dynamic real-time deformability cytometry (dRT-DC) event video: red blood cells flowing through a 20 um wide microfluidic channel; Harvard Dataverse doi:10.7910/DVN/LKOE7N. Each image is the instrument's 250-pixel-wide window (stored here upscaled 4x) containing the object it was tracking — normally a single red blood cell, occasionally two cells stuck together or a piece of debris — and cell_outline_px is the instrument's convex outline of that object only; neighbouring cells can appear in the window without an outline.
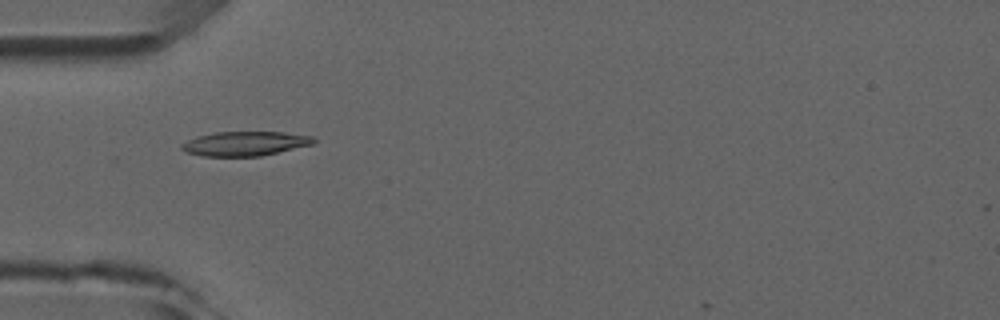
{"species": "common noctule bat (a hibernating species)", "species_latin": "Nyctalus noctula", "temperature_condition": "room temperature", "stored_images_in_passage": 7, "camera_frame_rate_fps": 3000, "um_per_image_px": 0.085, "animal": {"sex": "male", "forearm_length_mm": 52.5}, "frame": {"image": 1, "passage_image": 5, "time_ms": 4.667, "image_size_px": [1000, 320], "cell_outline_px": [[316, 140], [312, 144], [260, 156], [204, 156], [188, 152], [180, 148], [180, 144], [196, 136], [216, 132], [284, 132], [316, 136]], "centroid_in_image_um": [20.84, 12.19], "position_along_channel_um": 64.2, "area_um2": 18.67}}
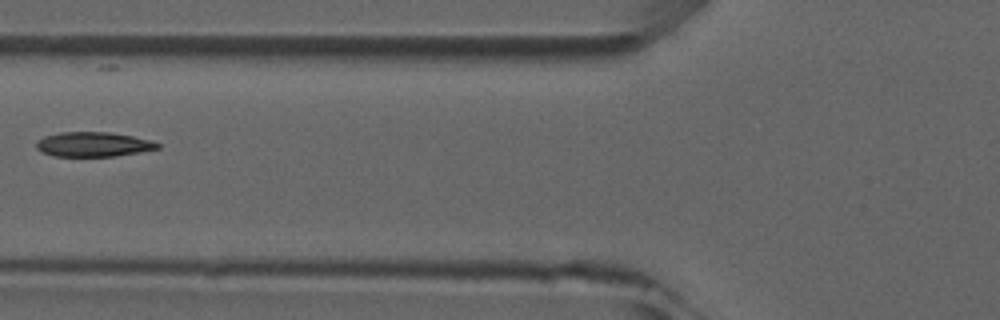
{"frame": {"image": 2, "passage_image": 6, "time_ms": 6.0, "image_size_px": [1000, 320], "cell_outline_px": [[160, 148], [140, 152], [116, 156], [56, 156], [40, 152], [36, 148], [36, 144], [44, 136], [60, 132], [108, 132], [132, 136], [152, 140], [160, 144]], "centroid_in_image_um": [7.95, 12.27], "position_along_channel_um": 117.9, "area_um2": 17.4}}
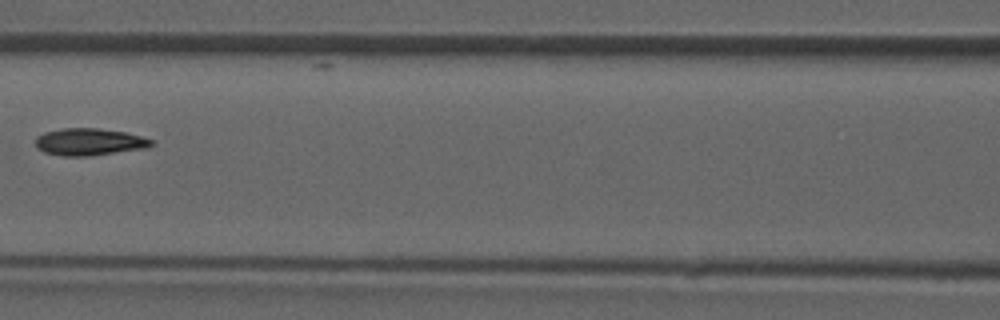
{"frame": {"image": 3, "passage_image": 7, "time_ms": 7.0, "image_size_px": [1000, 320], "cell_outline_px": [[152, 144], [148, 148], [88, 156], [64, 156], [44, 152], [36, 148], [36, 136], [44, 132], [64, 128], [96, 128], [124, 132], [140, 136], [152, 140]], "centroid_in_image_um": [7.56, 12.06], "position_along_channel_um": 159.0, "area_um2": 18.21}}